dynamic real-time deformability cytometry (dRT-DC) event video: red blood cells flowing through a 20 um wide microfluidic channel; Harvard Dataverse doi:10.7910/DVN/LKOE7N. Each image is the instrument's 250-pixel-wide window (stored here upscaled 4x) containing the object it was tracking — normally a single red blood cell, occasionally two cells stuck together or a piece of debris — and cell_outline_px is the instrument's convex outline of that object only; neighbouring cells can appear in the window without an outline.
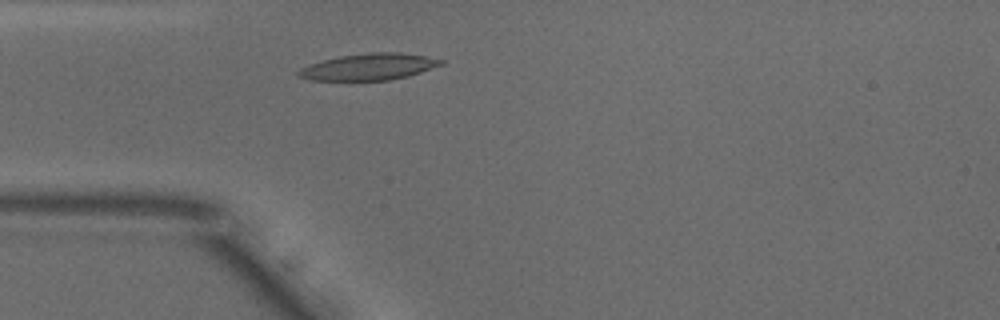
{"species": "common noctule bat (a hibernating species)", "species_latin": "Nyctalus noctula", "temperature_condition": "warm", "stored_images_in_passage": 34, "camera_frame_rate_fps": 3000, "um_per_image_px": 0.085, "animal": {"sex": "male", "body_mass_g": 18.8}, "frame": {"image": 1, "passage_image": 8, "time_ms": 2.333, "image_size_px": [1000, 320], "cell_outline_px": [[444, 64], [408, 76], [388, 80], [308, 80], [296, 76], [296, 72], [300, 68], [308, 64], [340, 56], [368, 52], [400, 52], [424, 56], [444, 60]], "centroid_in_image_um": [31.32, 5.68], "position_along_channel_um": 53.7, "area_um2": 22.08}}
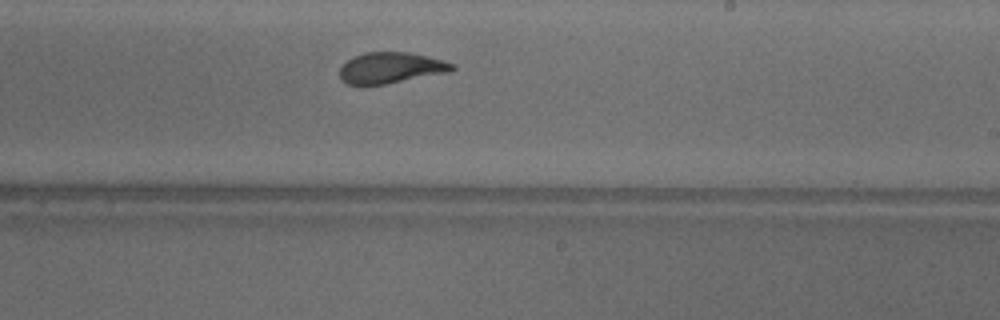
{"frame": {"image": 2, "passage_image": 24, "time_ms": 7.667, "image_size_px": [1000, 320], "cell_outline_px": [[456, 68], [448, 72], [364, 88], [348, 84], [340, 80], [340, 68], [352, 56], [364, 52], [408, 52], [428, 56], [444, 60], [456, 64]], "centroid_in_image_um": [33.18, 5.79], "position_along_channel_um": 255.8, "area_um2": 20.81}}
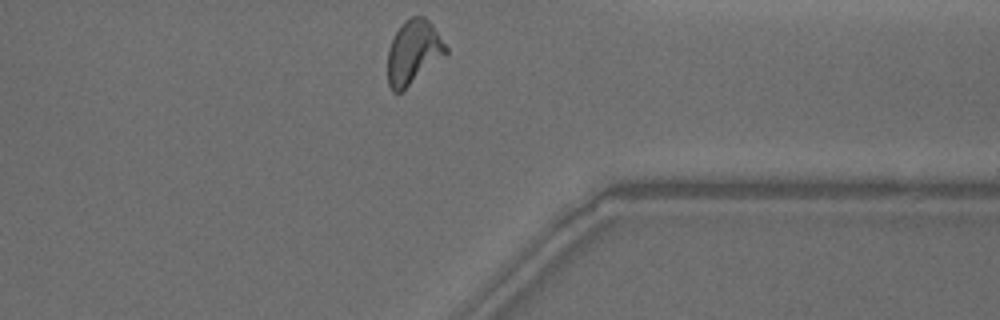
{"frame": {"image": 3, "passage_image": 34, "time_ms": 11.0, "image_size_px": [1000, 320], "cell_outline_px": [[448, 52], [400, 92], [392, 92], [388, 84], [388, 48], [400, 24], [404, 20], [412, 16], [424, 16], [432, 24], [448, 48]], "centroid_in_image_um": [35.12, 4.4], "position_along_channel_um": 376.3, "area_um2": 21.33}, "authors_computed_cell_mechanics": {"area_um2": 21.0392, "velocity_mm_per_s": 3.8565, "shape_relaxation_time_tau1_ms": 3.991, "shape_relaxation_time_tau2_ms": 1.2452, "deformation_change_tau1": 0.1702, "deformation_change_tau2": 0.086}}